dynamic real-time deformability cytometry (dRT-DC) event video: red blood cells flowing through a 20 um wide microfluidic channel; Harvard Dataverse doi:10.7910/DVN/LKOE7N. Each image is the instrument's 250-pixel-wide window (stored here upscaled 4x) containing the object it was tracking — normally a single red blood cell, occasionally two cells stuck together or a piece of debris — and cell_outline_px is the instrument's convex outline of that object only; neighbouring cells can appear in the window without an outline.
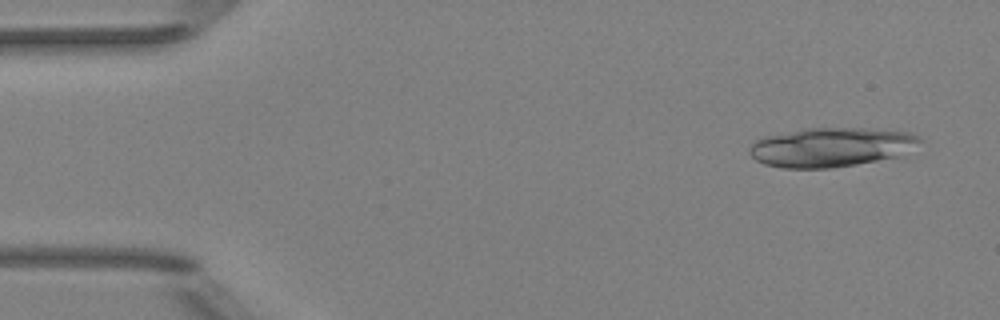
{"species": "Egyptian fruit bat (a non-hibernating species)", "species_latin": "Rousettus aegyptiacus", "temperature_condition": "room temperature", "stored_images_in_passage": 4, "camera_frame_rate_fps": 3000, "um_per_image_px": 0.085, "animal": {"sex": "female"}, "frame": {"image": 1, "passage_image": 1, "time_ms": 0.0, "image_size_px": [1000, 320], "cell_outline_px": [[924, 140], [900, 156], [856, 164], [828, 168], [784, 168], [764, 164], [756, 160], [748, 152], [748, 148], [756, 140], [764, 136], [804, 128], [868, 128], [908, 132], [920, 136]], "centroid_in_image_um": [70.63, 12.5], "position_along_channel_um": 14.4, "area_um2": 39.07}}